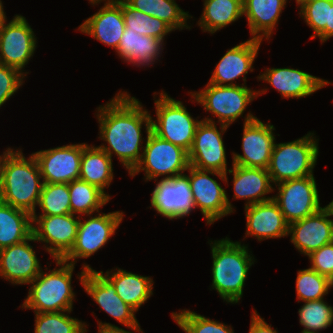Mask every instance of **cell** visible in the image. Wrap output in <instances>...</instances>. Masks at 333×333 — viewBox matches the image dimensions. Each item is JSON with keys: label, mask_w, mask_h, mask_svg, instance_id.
Returning <instances> with one entry per match:
<instances>
[{"label": "cell", "mask_w": 333, "mask_h": 333, "mask_svg": "<svg viewBox=\"0 0 333 333\" xmlns=\"http://www.w3.org/2000/svg\"><path fill=\"white\" fill-rule=\"evenodd\" d=\"M24 78L18 69L0 64V108L23 85Z\"/></svg>", "instance_id": "cell-41"}, {"label": "cell", "mask_w": 333, "mask_h": 333, "mask_svg": "<svg viewBox=\"0 0 333 333\" xmlns=\"http://www.w3.org/2000/svg\"><path fill=\"white\" fill-rule=\"evenodd\" d=\"M37 207L39 215L71 214L69 183H44Z\"/></svg>", "instance_id": "cell-36"}, {"label": "cell", "mask_w": 333, "mask_h": 333, "mask_svg": "<svg viewBox=\"0 0 333 333\" xmlns=\"http://www.w3.org/2000/svg\"><path fill=\"white\" fill-rule=\"evenodd\" d=\"M309 268L328 277L333 282V242L322 246L308 255Z\"/></svg>", "instance_id": "cell-42"}, {"label": "cell", "mask_w": 333, "mask_h": 333, "mask_svg": "<svg viewBox=\"0 0 333 333\" xmlns=\"http://www.w3.org/2000/svg\"><path fill=\"white\" fill-rule=\"evenodd\" d=\"M89 218L79 221L77 236L71 250L62 258L63 261L75 266L78 258H88L101 249L109 239L115 235L124 218V213L115 211L100 213L96 216L88 215Z\"/></svg>", "instance_id": "cell-11"}, {"label": "cell", "mask_w": 333, "mask_h": 333, "mask_svg": "<svg viewBox=\"0 0 333 333\" xmlns=\"http://www.w3.org/2000/svg\"><path fill=\"white\" fill-rule=\"evenodd\" d=\"M33 153L26 159L21 148H7L0 166V201L31 216L36 213L44 182Z\"/></svg>", "instance_id": "cell-2"}, {"label": "cell", "mask_w": 333, "mask_h": 333, "mask_svg": "<svg viewBox=\"0 0 333 333\" xmlns=\"http://www.w3.org/2000/svg\"><path fill=\"white\" fill-rule=\"evenodd\" d=\"M298 314L299 323L304 327L301 333H319L333 323V306L324 299L304 302Z\"/></svg>", "instance_id": "cell-37"}, {"label": "cell", "mask_w": 333, "mask_h": 333, "mask_svg": "<svg viewBox=\"0 0 333 333\" xmlns=\"http://www.w3.org/2000/svg\"><path fill=\"white\" fill-rule=\"evenodd\" d=\"M299 8L300 16L314 31L310 38H316L329 25V0H307Z\"/></svg>", "instance_id": "cell-40"}, {"label": "cell", "mask_w": 333, "mask_h": 333, "mask_svg": "<svg viewBox=\"0 0 333 333\" xmlns=\"http://www.w3.org/2000/svg\"><path fill=\"white\" fill-rule=\"evenodd\" d=\"M197 22L203 32L215 33L243 16V0H204Z\"/></svg>", "instance_id": "cell-31"}, {"label": "cell", "mask_w": 333, "mask_h": 333, "mask_svg": "<svg viewBox=\"0 0 333 333\" xmlns=\"http://www.w3.org/2000/svg\"><path fill=\"white\" fill-rule=\"evenodd\" d=\"M314 135V132H309L297 140L274 144L267 169L273 185L314 175L319 155V139Z\"/></svg>", "instance_id": "cell-5"}, {"label": "cell", "mask_w": 333, "mask_h": 333, "mask_svg": "<svg viewBox=\"0 0 333 333\" xmlns=\"http://www.w3.org/2000/svg\"><path fill=\"white\" fill-rule=\"evenodd\" d=\"M258 80L269 83L282 98H303L322 89L331 82L293 68H267Z\"/></svg>", "instance_id": "cell-23"}, {"label": "cell", "mask_w": 333, "mask_h": 333, "mask_svg": "<svg viewBox=\"0 0 333 333\" xmlns=\"http://www.w3.org/2000/svg\"><path fill=\"white\" fill-rule=\"evenodd\" d=\"M112 163V158L104 150L87 144L81 155L79 179L98 187L111 199L104 190L114 177Z\"/></svg>", "instance_id": "cell-29"}, {"label": "cell", "mask_w": 333, "mask_h": 333, "mask_svg": "<svg viewBox=\"0 0 333 333\" xmlns=\"http://www.w3.org/2000/svg\"><path fill=\"white\" fill-rule=\"evenodd\" d=\"M333 216L325 206L313 215L289 224L288 235L294 247L308 256L322 246L333 242Z\"/></svg>", "instance_id": "cell-19"}, {"label": "cell", "mask_w": 333, "mask_h": 333, "mask_svg": "<svg viewBox=\"0 0 333 333\" xmlns=\"http://www.w3.org/2000/svg\"><path fill=\"white\" fill-rule=\"evenodd\" d=\"M59 268L41 273L30 283L28 296L21 308L34 313L73 311L75 292L72 288L74 265L62 259H54Z\"/></svg>", "instance_id": "cell-4"}, {"label": "cell", "mask_w": 333, "mask_h": 333, "mask_svg": "<svg viewBox=\"0 0 333 333\" xmlns=\"http://www.w3.org/2000/svg\"><path fill=\"white\" fill-rule=\"evenodd\" d=\"M245 215L247 228L244 238L254 236L260 242L288 236L289 224L273 199L245 207Z\"/></svg>", "instance_id": "cell-24"}, {"label": "cell", "mask_w": 333, "mask_h": 333, "mask_svg": "<svg viewBox=\"0 0 333 333\" xmlns=\"http://www.w3.org/2000/svg\"><path fill=\"white\" fill-rule=\"evenodd\" d=\"M151 196V207L170 220L184 218L196 209L186 174L160 179Z\"/></svg>", "instance_id": "cell-18"}, {"label": "cell", "mask_w": 333, "mask_h": 333, "mask_svg": "<svg viewBox=\"0 0 333 333\" xmlns=\"http://www.w3.org/2000/svg\"><path fill=\"white\" fill-rule=\"evenodd\" d=\"M81 273L77 275L85 292L90 295L101 310L129 329L144 333L137 321V312L125 303L116 293L113 283L104 275L103 271H96L84 263Z\"/></svg>", "instance_id": "cell-10"}, {"label": "cell", "mask_w": 333, "mask_h": 333, "mask_svg": "<svg viewBox=\"0 0 333 333\" xmlns=\"http://www.w3.org/2000/svg\"><path fill=\"white\" fill-rule=\"evenodd\" d=\"M317 37H319L321 43L333 37V0H329V25H326L325 29Z\"/></svg>", "instance_id": "cell-44"}, {"label": "cell", "mask_w": 333, "mask_h": 333, "mask_svg": "<svg viewBox=\"0 0 333 333\" xmlns=\"http://www.w3.org/2000/svg\"><path fill=\"white\" fill-rule=\"evenodd\" d=\"M261 43V40L250 37L249 40L228 49L216 64L208 83L219 86H236L238 84L235 80L243 77L242 80L246 85V74L249 70L253 72L252 65Z\"/></svg>", "instance_id": "cell-21"}, {"label": "cell", "mask_w": 333, "mask_h": 333, "mask_svg": "<svg viewBox=\"0 0 333 333\" xmlns=\"http://www.w3.org/2000/svg\"><path fill=\"white\" fill-rule=\"evenodd\" d=\"M105 272V276L113 283L117 295L134 310L146 303L153 295L154 282L149 276H141L116 268Z\"/></svg>", "instance_id": "cell-28"}, {"label": "cell", "mask_w": 333, "mask_h": 333, "mask_svg": "<svg viewBox=\"0 0 333 333\" xmlns=\"http://www.w3.org/2000/svg\"><path fill=\"white\" fill-rule=\"evenodd\" d=\"M125 27L122 0H105L104 6L87 18L78 30L116 51Z\"/></svg>", "instance_id": "cell-22"}, {"label": "cell", "mask_w": 333, "mask_h": 333, "mask_svg": "<svg viewBox=\"0 0 333 333\" xmlns=\"http://www.w3.org/2000/svg\"><path fill=\"white\" fill-rule=\"evenodd\" d=\"M226 173L233 175L234 199H246L245 207L273 199L265 196L275 191L267 169L232 164Z\"/></svg>", "instance_id": "cell-25"}, {"label": "cell", "mask_w": 333, "mask_h": 333, "mask_svg": "<svg viewBox=\"0 0 333 333\" xmlns=\"http://www.w3.org/2000/svg\"><path fill=\"white\" fill-rule=\"evenodd\" d=\"M122 15L126 28L140 35L164 41L165 36L174 31L164 21L131 7L125 0H122Z\"/></svg>", "instance_id": "cell-34"}, {"label": "cell", "mask_w": 333, "mask_h": 333, "mask_svg": "<svg viewBox=\"0 0 333 333\" xmlns=\"http://www.w3.org/2000/svg\"><path fill=\"white\" fill-rule=\"evenodd\" d=\"M158 94L160 96L156 99L154 92L157 120L151 118V131L189 152L202 119L195 120L181 101L171 98L165 91Z\"/></svg>", "instance_id": "cell-7"}, {"label": "cell", "mask_w": 333, "mask_h": 333, "mask_svg": "<svg viewBox=\"0 0 333 333\" xmlns=\"http://www.w3.org/2000/svg\"><path fill=\"white\" fill-rule=\"evenodd\" d=\"M145 147L142 158L135 169L129 174L135 177L140 171L145 172L146 182L158 180L156 178L164 176L163 179L184 174L190 166L188 152L171 142L164 140L150 131L145 138Z\"/></svg>", "instance_id": "cell-8"}, {"label": "cell", "mask_w": 333, "mask_h": 333, "mask_svg": "<svg viewBox=\"0 0 333 333\" xmlns=\"http://www.w3.org/2000/svg\"><path fill=\"white\" fill-rule=\"evenodd\" d=\"M98 333H133L131 331L124 330L123 328H119L111 323L98 321Z\"/></svg>", "instance_id": "cell-45"}, {"label": "cell", "mask_w": 333, "mask_h": 333, "mask_svg": "<svg viewBox=\"0 0 333 333\" xmlns=\"http://www.w3.org/2000/svg\"><path fill=\"white\" fill-rule=\"evenodd\" d=\"M3 7V3L0 0V24H2L4 21H7L6 13L4 12Z\"/></svg>", "instance_id": "cell-46"}, {"label": "cell", "mask_w": 333, "mask_h": 333, "mask_svg": "<svg viewBox=\"0 0 333 333\" xmlns=\"http://www.w3.org/2000/svg\"><path fill=\"white\" fill-rule=\"evenodd\" d=\"M326 207L330 210L331 214L333 215V200L330 202Z\"/></svg>", "instance_id": "cell-48"}, {"label": "cell", "mask_w": 333, "mask_h": 333, "mask_svg": "<svg viewBox=\"0 0 333 333\" xmlns=\"http://www.w3.org/2000/svg\"><path fill=\"white\" fill-rule=\"evenodd\" d=\"M287 1L243 0V15L246 16L253 39L269 40Z\"/></svg>", "instance_id": "cell-26"}, {"label": "cell", "mask_w": 333, "mask_h": 333, "mask_svg": "<svg viewBox=\"0 0 333 333\" xmlns=\"http://www.w3.org/2000/svg\"><path fill=\"white\" fill-rule=\"evenodd\" d=\"M102 1H105V0H89V2L91 3V5H98L99 3H101Z\"/></svg>", "instance_id": "cell-47"}, {"label": "cell", "mask_w": 333, "mask_h": 333, "mask_svg": "<svg viewBox=\"0 0 333 333\" xmlns=\"http://www.w3.org/2000/svg\"><path fill=\"white\" fill-rule=\"evenodd\" d=\"M81 216L32 215V235L36 242H44L46 251L53 259H62L73 247ZM36 224V225H34Z\"/></svg>", "instance_id": "cell-13"}, {"label": "cell", "mask_w": 333, "mask_h": 333, "mask_svg": "<svg viewBox=\"0 0 333 333\" xmlns=\"http://www.w3.org/2000/svg\"><path fill=\"white\" fill-rule=\"evenodd\" d=\"M2 159H3V154L0 155V166H1Z\"/></svg>", "instance_id": "cell-50"}, {"label": "cell", "mask_w": 333, "mask_h": 333, "mask_svg": "<svg viewBox=\"0 0 333 333\" xmlns=\"http://www.w3.org/2000/svg\"><path fill=\"white\" fill-rule=\"evenodd\" d=\"M313 175L276 184L278 193L273 200L278 204L285 221L290 224L313 215L321 208L319 192Z\"/></svg>", "instance_id": "cell-12"}, {"label": "cell", "mask_w": 333, "mask_h": 333, "mask_svg": "<svg viewBox=\"0 0 333 333\" xmlns=\"http://www.w3.org/2000/svg\"><path fill=\"white\" fill-rule=\"evenodd\" d=\"M189 172L188 179L192 191L193 201L195 208H200L203 219H206L207 225L214 224L215 221L227 216L233 211L225 188H223L214 178L219 177L225 184L228 183L227 173L223 174L217 171L200 170L189 166L187 169Z\"/></svg>", "instance_id": "cell-9"}, {"label": "cell", "mask_w": 333, "mask_h": 333, "mask_svg": "<svg viewBox=\"0 0 333 333\" xmlns=\"http://www.w3.org/2000/svg\"><path fill=\"white\" fill-rule=\"evenodd\" d=\"M131 7L167 23L174 31L191 29L187 20L192 18L175 0H125Z\"/></svg>", "instance_id": "cell-32"}, {"label": "cell", "mask_w": 333, "mask_h": 333, "mask_svg": "<svg viewBox=\"0 0 333 333\" xmlns=\"http://www.w3.org/2000/svg\"><path fill=\"white\" fill-rule=\"evenodd\" d=\"M267 92V89L261 91L251 90L244 84L236 86H219L207 83L205 88L198 92H190L192 98L198 104L202 105L204 110L210 111L213 117L218 118V121H213L212 118H203L205 121L217 122L230 126L240 116L243 115L245 109L254 99L261 94Z\"/></svg>", "instance_id": "cell-6"}, {"label": "cell", "mask_w": 333, "mask_h": 333, "mask_svg": "<svg viewBox=\"0 0 333 333\" xmlns=\"http://www.w3.org/2000/svg\"><path fill=\"white\" fill-rule=\"evenodd\" d=\"M70 207L72 214L88 216L105 206L110 198L98 187L80 179L69 183Z\"/></svg>", "instance_id": "cell-33"}, {"label": "cell", "mask_w": 333, "mask_h": 333, "mask_svg": "<svg viewBox=\"0 0 333 333\" xmlns=\"http://www.w3.org/2000/svg\"><path fill=\"white\" fill-rule=\"evenodd\" d=\"M305 1H307V0H296L297 6H300Z\"/></svg>", "instance_id": "cell-49"}, {"label": "cell", "mask_w": 333, "mask_h": 333, "mask_svg": "<svg viewBox=\"0 0 333 333\" xmlns=\"http://www.w3.org/2000/svg\"><path fill=\"white\" fill-rule=\"evenodd\" d=\"M209 242L213 259L211 287L224 301L236 304L242 298L254 256L249 253L248 246L228 237Z\"/></svg>", "instance_id": "cell-3"}, {"label": "cell", "mask_w": 333, "mask_h": 333, "mask_svg": "<svg viewBox=\"0 0 333 333\" xmlns=\"http://www.w3.org/2000/svg\"><path fill=\"white\" fill-rule=\"evenodd\" d=\"M70 313L71 311L34 313V333H86V323L69 316Z\"/></svg>", "instance_id": "cell-35"}, {"label": "cell", "mask_w": 333, "mask_h": 333, "mask_svg": "<svg viewBox=\"0 0 333 333\" xmlns=\"http://www.w3.org/2000/svg\"><path fill=\"white\" fill-rule=\"evenodd\" d=\"M202 120L195 132L193 144L188 152L190 166L225 174L227 170L226 148L223 134L229 126Z\"/></svg>", "instance_id": "cell-16"}, {"label": "cell", "mask_w": 333, "mask_h": 333, "mask_svg": "<svg viewBox=\"0 0 333 333\" xmlns=\"http://www.w3.org/2000/svg\"><path fill=\"white\" fill-rule=\"evenodd\" d=\"M171 317L185 333H234L231 326L187 309L172 312Z\"/></svg>", "instance_id": "cell-39"}, {"label": "cell", "mask_w": 333, "mask_h": 333, "mask_svg": "<svg viewBox=\"0 0 333 333\" xmlns=\"http://www.w3.org/2000/svg\"><path fill=\"white\" fill-rule=\"evenodd\" d=\"M0 24V64L18 69L27 76L23 68L33 57L37 38L33 29L22 15Z\"/></svg>", "instance_id": "cell-14"}, {"label": "cell", "mask_w": 333, "mask_h": 333, "mask_svg": "<svg viewBox=\"0 0 333 333\" xmlns=\"http://www.w3.org/2000/svg\"><path fill=\"white\" fill-rule=\"evenodd\" d=\"M99 137L105 141L98 147L111 158L113 153L130 174L142 158V126L146 134L151 131V115L141 102L127 91H119L109 102L97 108ZM142 150V151H141Z\"/></svg>", "instance_id": "cell-1"}, {"label": "cell", "mask_w": 333, "mask_h": 333, "mask_svg": "<svg viewBox=\"0 0 333 333\" xmlns=\"http://www.w3.org/2000/svg\"><path fill=\"white\" fill-rule=\"evenodd\" d=\"M86 143L40 150L35 156L44 183H71L79 179L81 155Z\"/></svg>", "instance_id": "cell-17"}, {"label": "cell", "mask_w": 333, "mask_h": 333, "mask_svg": "<svg viewBox=\"0 0 333 333\" xmlns=\"http://www.w3.org/2000/svg\"><path fill=\"white\" fill-rule=\"evenodd\" d=\"M244 117L242 151L243 154L232 152V164L268 169L275 144L274 125L263 123L251 113Z\"/></svg>", "instance_id": "cell-15"}, {"label": "cell", "mask_w": 333, "mask_h": 333, "mask_svg": "<svg viewBox=\"0 0 333 333\" xmlns=\"http://www.w3.org/2000/svg\"><path fill=\"white\" fill-rule=\"evenodd\" d=\"M249 333H278L271 325L264 321L256 310L252 311Z\"/></svg>", "instance_id": "cell-43"}, {"label": "cell", "mask_w": 333, "mask_h": 333, "mask_svg": "<svg viewBox=\"0 0 333 333\" xmlns=\"http://www.w3.org/2000/svg\"><path fill=\"white\" fill-rule=\"evenodd\" d=\"M331 287H333V282L315 270L311 268L298 270L296 278L298 303L301 300L306 302L324 299V296L328 294Z\"/></svg>", "instance_id": "cell-38"}, {"label": "cell", "mask_w": 333, "mask_h": 333, "mask_svg": "<svg viewBox=\"0 0 333 333\" xmlns=\"http://www.w3.org/2000/svg\"><path fill=\"white\" fill-rule=\"evenodd\" d=\"M32 235V216L0 201V249L21 243Z\"/></svg>", "instance_id": "cell-30"}, {"label": "cell", "mask_w": 333, "mask_h": 333, "mask_svg": "<svg viewBox=\"0 0 333 333\" xmlns=\"http://www.w3.org/2000/svg\"><path fill=\"white\" fill-rule=\"evenodd\" d=\"M164 45V41L152 36L140 35L125 27L120 43L116 50L118 56L133 66H149L154 64Z\"/></svg>", "instance_id": "cell-27"}, {"label": "cell", "mask_w": 333, "mask_h": 333, "mask_svg": "<svg viewBox=\"0 0 333 333\" xmlns=\"http://www.w3.org/2000/svg\"><path fill=\"white\" fill-rule=\"evenodd\" d=\"M31 235L25 241L0 249V277L14 285L30 284L42 271Z\"/></svg>", "instance_id": "cell-20"}]
</instances>
